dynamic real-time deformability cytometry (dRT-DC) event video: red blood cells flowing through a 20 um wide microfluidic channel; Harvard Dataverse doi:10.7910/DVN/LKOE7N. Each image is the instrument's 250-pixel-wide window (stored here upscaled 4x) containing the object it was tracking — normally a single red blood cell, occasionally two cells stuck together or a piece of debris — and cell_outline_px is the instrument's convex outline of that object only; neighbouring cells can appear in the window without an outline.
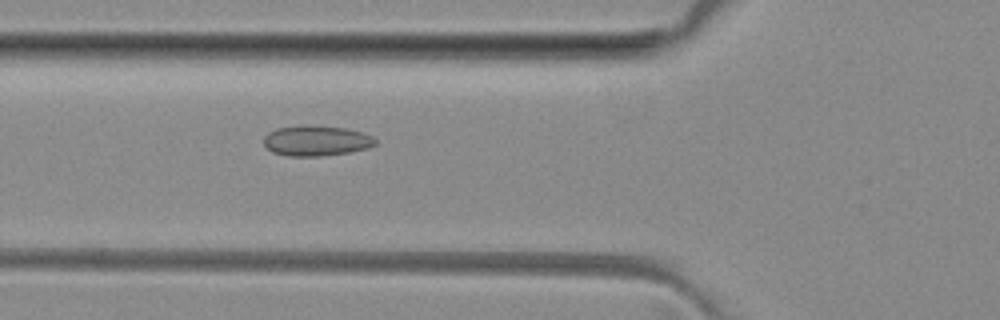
{"species": "common noctule bat (a hibernating species)", "species_latin": "Nyctalus noctula", "temperature_condition": "room temperature", "stored_images_in_passage": 2, "camera_frame_rate_fps": 3000, "um_per_image_px": 0.085, "animal": {"sex": "female", "body_mass_g": 29.2, "forearm_length_mm": 56.3}, "frame": {"image": 1, "passage_image": 2, "time_ms": 1.0, "image_size_px": [1000, 320], "cell_outline_px": [[376, 144], [368, 148], [348, 152], [320, 156], [288, 156], [272, 152], [264, 144], [264, 136], [268, 132], [276, 128], [348, 128], [372, 136], [376, 140]], "centroid_in_image_um": [26.89, 12.01], "position_along_channel_um": 98.9, "area_um2": 18.84}}